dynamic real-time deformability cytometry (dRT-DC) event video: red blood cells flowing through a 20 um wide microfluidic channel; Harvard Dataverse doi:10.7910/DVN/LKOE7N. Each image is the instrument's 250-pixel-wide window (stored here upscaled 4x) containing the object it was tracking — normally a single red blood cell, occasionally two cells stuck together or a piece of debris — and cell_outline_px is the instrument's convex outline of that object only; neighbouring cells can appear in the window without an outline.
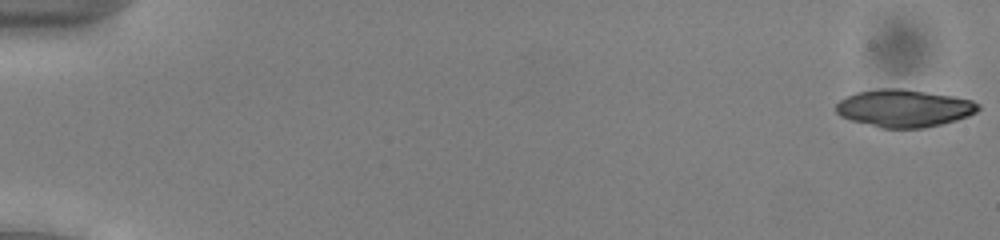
{"species": "common noctule bat (a hibernating species)", "species_latin": "Nyctalus noctula", "temperature_condition": "cold", "stored_images_in_passage": 53, "camera_frame_rate_fps": 3000, "um_per_image_px": 0.085, "animal": {"sex": "male", "body_mass_g": 13.0, "forearm_length_mm": 53.1}, "frame": {"image": 1, "passage_image": 1, "time_ms": 0.0, "image_size_px": [1000, 240], "cell_outline_px": [[980, 108], [976, 112], [968, 116], [956, 120], [924, 128], [884, 128], [852, 120], [840, 116], [836, 112], [836, 104], [840, 100], [856, 92], [880, 88], [900, 88], [952, 96], [972, 100], [980, 104]], "centroid_in_image_um": [76.85, 9.19], "position_along_channel_um": 8.1, "area_um2": 30.87}}
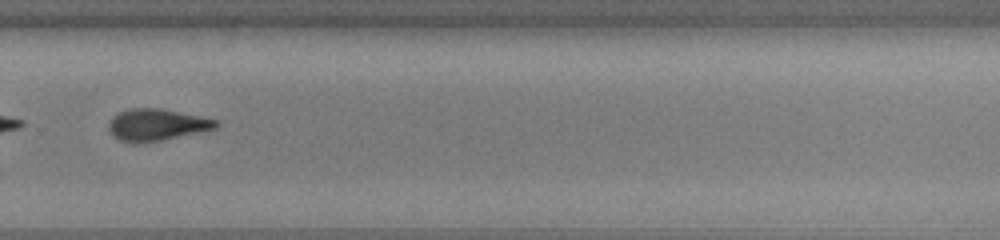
{"frame": {"image": 2, "passage_image": 38, "time_ms": 12.333, "image_size_px": [1000, 240], "cell_outline_px": [[220, 124], [216, 128], [200, 132], [160, 140], [120, 140], [112, 136], [108, 128], [108, 124], [112, 116], [128, 108], [160, 108], [220, 120]], "centroid_in_image_um": [13.35, 10.56], "position_along_channel_um": 316.4, "area_um2": 19.42}}
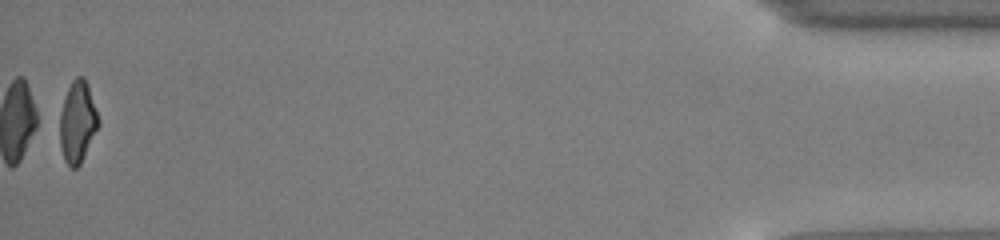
{"frame": {"image": 3, "passage_image": 53, "time_ms": 17.333, "image_size_px": [1000, 240], "cell_outline_px": [[100, 124], [80, 164], [76, 168], [72, 168], [64, 160], [60, 148], [60, 112], [68, 88], [72, 80], [76, 76], [84, 76], [88, 84], [100, 120]], "centroid_in_image_um": [6.6, 10.35], "position_along_channel_um": 428.6, "area_um2": 18.38}, "authors_computed_cell_mechanics": {"area_um2": 21.2704, "velocity_mm_per_s": 3.9463, "shape_relaxation_time_tau1_ms": 3.4023, "shape_relaxation_time_tau2_ms": 3.3979, "deformation_change_tau1": 0.1487, "deformation_change_tau2": 0.1246}}